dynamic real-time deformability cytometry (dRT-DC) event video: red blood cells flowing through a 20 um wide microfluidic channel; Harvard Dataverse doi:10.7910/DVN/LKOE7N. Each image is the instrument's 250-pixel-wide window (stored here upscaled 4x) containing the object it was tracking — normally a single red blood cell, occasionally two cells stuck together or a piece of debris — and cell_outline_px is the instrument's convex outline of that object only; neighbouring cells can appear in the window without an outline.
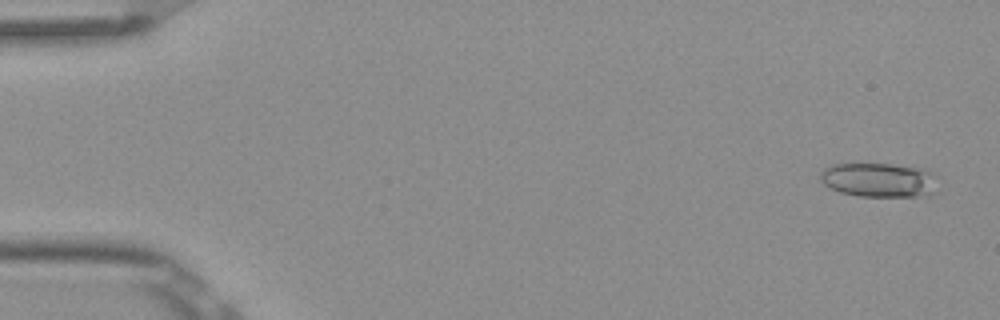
{"species": "Egyptian fruit bat (a non-hibernating species)", "species_latin": "Rousettus aegyptiacus", "temperature_condition": "room temperature", "stored_images_in_passage": 5, "camera_frame_rate_fps": 3000, "um_per_image_px": 0.085, "frame": {"image": 1, "passage_image": 1, "time_ms": 0.0, "image_size_px": [1000, 320], "cell_outline_px": [[940, 192], [928, 196], [860, 196], [840, 192], [824, 184], [820, 180], [820, 172], [824, 168], [832, 164], [892, 164], [924, 168], [932, 172], [936, 176]], "centroid_in_image_um": [74.81, 15.3], "position_along_channel_um": 10.2, "area_um2": 23.99}}